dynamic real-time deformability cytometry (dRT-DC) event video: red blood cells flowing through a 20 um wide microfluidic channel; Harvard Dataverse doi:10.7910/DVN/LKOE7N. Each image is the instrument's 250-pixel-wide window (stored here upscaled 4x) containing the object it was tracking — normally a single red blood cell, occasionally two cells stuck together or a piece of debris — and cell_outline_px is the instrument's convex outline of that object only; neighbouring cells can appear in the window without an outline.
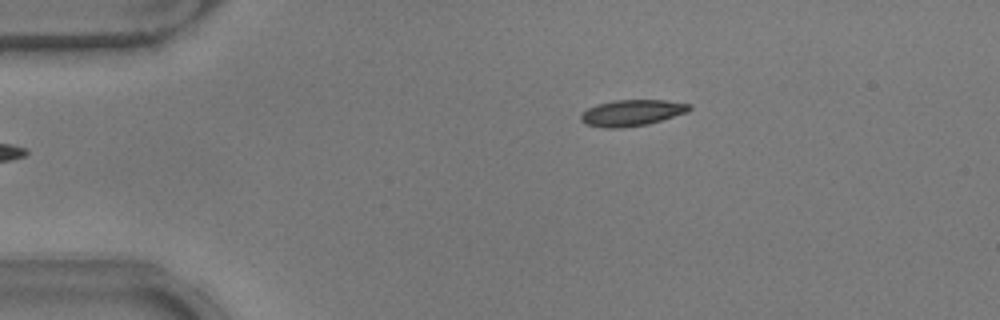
{"species": "common noctule bat (a hibernating species)", "species_latin": "Nyctalus noctula", "temperature_condition": "warm", "stored_images_in_passage": 10, "camera_frame_rate_fps": 3000, "um_per_image_px": 0.085, "animal": {"sex": "male", "body_mass_g": 17.9}, "frame": {"image": 1, "passage_image": 1, "time_ms": 0.0, "image_size_px": [1000, 320], "cell_outline_px": [[692, 108], [688, 112], [648, 124], [620, 128], [604, 128], [584, 124], [580, 120], [580, 116], [588, 108], [596, 104], [612, 100], [668, 100], [692, 104]], "centroid_in_image_um": [53.72, 9.58], "position_along_channel_um": 31.3, "area_um2": 16.76}}
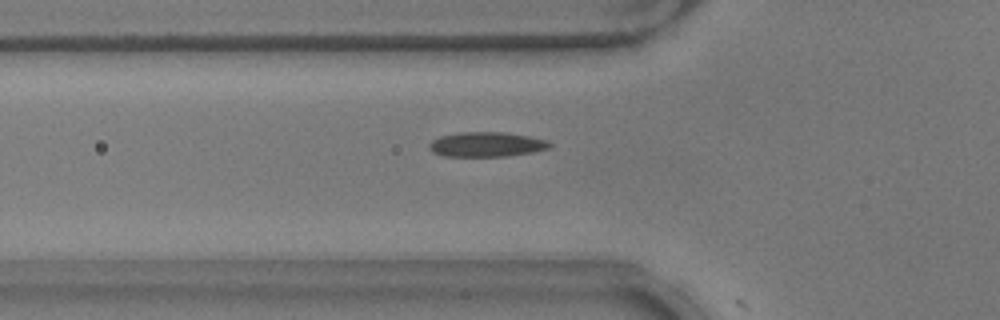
{"frame": {"image": 2, "passage_image": 9, "time_ms": 2.667, "image_size_px": [1000, 320], "cell_outline_px": [[552, 148], [532, 152], [508, 156], [444, 156], [432, 152], [428, 148], [428, 144], [432, 140], [440, 136], [460, 132], [504, 132], [528, 136], [548, 140], [552, 144]], "centroid_in_image_um": [41.36, 12.27], "position_along_channel_um": 84.4, "area_um2": 17.51}}